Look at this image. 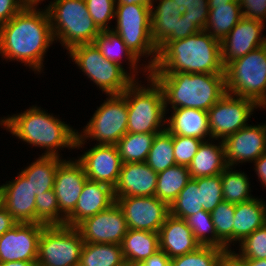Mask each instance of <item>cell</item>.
<instances>
[{"instance_id": "cell-1", "label": "cell", "mask_w": 266, "mask_h": 266, "mask_svg": "<svg viewBox=\"0 0 266 266\" xmlns=\"http://www.w3.org/2000/svg\"><path fill=\"white\" fill-rule=\"evenodd\" d=\"M37 7L27 4L0 26V56L9 62L24 63L38 74L42 73L47 49L55 40L46 7L44 10Z\"/></svg>"}, {"instance_id": "cell-2", "label": "cell", "mask_w": 266, "mask_h": 266, "mask_svg": "<svg viewBox=\"0 0 266 266\" xmlns=\"http://www.w3.org/2000/svg\"><path fill=\"white\" fill-rule=\"evenodd\" d=\"M224 74L221 42L205 30L168 42L157 55L149 73Z\"/></svg>"}, {"instance_id": "cell-3", "label": "cell", "mask_w": 266, "mask_h": 266, "mask_svg": "<svg viewBox=\"0 0 266 266\" xmlns=\"http://www.w3.org/2000/svg\"><path fill=\"white\" fill-rule=\"evenodd\" d=\"M0 126L26 144L45 149L42 156L62 157L59 154L60 149H76L78 130L37 106L2 117Z\"/></svg>"}, {"instance_id": "cell-4", "label": "cell", "mask_w": 266, "mask_h": 266, "mask_svg": "<svg viewBox=\"0 0 266 266\" xmlns=\"http://www.w3.org/2000/svg\"><path fill=\"white\" fill-rule=\"evenodd\" d=\"M163 91L165 110L195 108L208 111L226 94L225 74L149 73Z\"/></svg>"}, {"instance_id": "cell-5", "label": "cell", "mask_w": 266, "mask_h": 266, "mask_svg": "<svg viewBox=\"0 0 266 266\" xmlns=\"http://www.w3.org/2000/svg\"><path fill=\"white\" fill-rule=\"evenodd\" d=\"M146 80L147 86L135 80L121 94L127 102V133L158 134L166 129L163 91L149 74Z\"/></svg>"}, {"instance_id": "cell-6", "label": "cell", "mask_w": 266, "mask_h": 266, "mask_svg": "<svg viewBox=\"0 0 266 266\" xmlns=\"http://www.w3.org/2000/svg\"><path fill=\"white\" fill-rule=\"evenodd\" d=\"M46 9L54 40L68 51L93 43L101 32L89 15L85 0H53Z\"/></svg>"}, {"instance_id": "cell-7", "label": "cell", "mask_w": 266, "mask_h": 266, "mask_svg": "<svg viewBox=\"0 0 266 266\" xmlns=\"http://www.w3.org/2000/svg\"><path fill=\"white\" fill-rule=\"evenodd\" d=\"M151 5L124 4L115 6L116 26L112 28L124 41L137 58H147L148 63L142 68V75L157 61L158 49L151 37ZM143 56V57H142Z\"/></svg>"}, {"instance_id": "cell-8", "label": "cell", "mask_w": 266, "mask_h": 266, "mask_svg": "<svg viewBox=\"0 0 266 266\" xmlns=\"http://www.w3.org/2000/svg\"><path fill=\"white\" fill-rule=\"evenodd\" d=\"M226 93L266 109V44L224 66Z\"/></svg>"}, {"instance_id": "cell-9", "label": "cell", "mask_w": 266, "mask_h": 266, "mask_svg": "<svg viewBox=\"0 0 266 266\" xmlns=\"http://www.w3.org/2000/svg\"><path fill=\"white\" fill-rule=\"evenodd\" d=\"M67 53L106 96L123 94L135 81L126 69L107 60L94 43L77 45Z\"/></svg>"}, {"instance_id": "cell-10", "label": "cell", "mask_w": 266, "mask_h": 266, "mask_svg": "<svg viewBox=\"0 0 266 266\" xmlns=\"http://www.w3.org/2000/svg\"><path fill=\"white\" fill-rule=\"evenodd\" d=\"M128 110L126 99L120 95H108L95 110L83 131L77 132L75 148H85L87 139L97 144L116 145L127 133Z\"/></svg>"}, {"instance_id": "cell-11", "label": "cell", "mask_w": 266, "mask_h": 266, "mask_svg": "<svg viewBox=\"0 0 266 266\" xmlns=\"http://www.w3.org/2000/svg\"><path fill=\"white\" fill-rule=\"evenodd\" d=\"M83 238L77 227L45 226L38 242V266H79Z\"/></svg>"}, {"instance_id": "cell-12", "label": "cell", "mask_w": 266, "mask_h": 266, "mask_svg": "<svg viewBox=\"0 0 266 266\" xmlns=\"http://www.w3.org/2000/svg\"><path fill=\"white\" fill-rule=\"evenodd\" d=\"M260 108L253 100L226 93L208 111L211 139L223 141L247 126V121Z\"/></svg>"}, {"instance_id": "cell-13", "label": "cell", "mask_w": 266, "mask_h": 266, "mask_svg": "<svg viewBox=\"0 0 266 266\" xmlns=\"http://www.w3.org/2000/svg\"><path fill=\"white\" fill-rule=\"evenodd\" d=\"M115 202L123 212L128 229L159 233L169 215V206L156 196H125Z\"/></svg>"}, {"instance_id": "cell-14", "label": "cell", "mask_w": 266, "mask_h": 266, "mask_svg": "<svg viewBox=\"0 0 266 266\" xmlns=\"http://www.w3.org/2000/svg\"><path fill=\"white\" fill-rule=\"evenodd\" d=\"M77 229L84 243L121 245L128 227L122 210L115 202L106 210L82 221Z\"/></svg>"}, {"instance_id": "cell-15", "label": "cell", "mask_w": 266, "mask_h": 266, "mask_svg": "<svg viewBox=\"0 0 266 266\" xmlns=\"http://www.w3.org/2000/svg\"><path fill=\"white\" fill-rule=\"evenodd\" d=\"M46 225L17 223L0 237V263L14 261L37 262L38 242Z\"/></svg>"}, {"instance_id": "cell-16", "label": "cell", "mask_w": 266, "mask_h": 266, "mask_svg": "<svg viewBox=\"0 0 266 266\" xmlns=\"http://www.w3.org/2000/svg\"><path fill=\"white\" fill-rule=\"evenodd\" d=\"M74 159H63L55 174L54 191L60 210V225H65V219L74 211L88 180L82 163Z\"/></svg>"}, {"instance_id": "cell-17", "label": "cell", "mask_w": 266, "mask_h": 266, "mask_svg": "<svg viewBox=\"0 0 266 266\" xmlns=\"http://www.w3.org/2000/svg\"><path fill=\"white\" fill-rule=\"evenodd\" d=\"M228 167L254 162L266 151V124L247 125L223 141Z\"/></svg>"}, {"instance_id": "cell-18", "label": "cell", "mask_w": 266, "mask_h": 266, "mask_svg": "<svg viewBox=\"0 0 266 266\" xmlns=\"http://www.w3.org/2000/svg\"><path fill=\"white\" fill-rule=\"evenodd\" d=\"M265 24L243 17L221 42V60L227 63L242 58L249 52L266 44L262 36Z\"/></svg>"}, {"instance_id": "cell-19", "label": "cell", "mask_w": 266, "mask_h": 266, "mask_svg": "<svg viewBox=\"0 0 266 266\" xmlns=\"http://www.w3.org/2000/svg\"><path fill=\"white\" fill-rule=\"evenodd\" d=\"M77 158L88 180L105 183L112 188L117 185L123 162L116 145L95 144Z\"/></svg>"}, {"instance_id": "cell-20", "label": "cell", "mask_w": 266, "mask_h": 266, "mask_svg": "<svg viewBox=\"0 0 266 266\" xmlns=\"http://www.w3.org/2000/svg\"><path fill=\"white\" fill-rule=\"evenodd\" d=\"M114 203V188L105 183L87 180L74 211L65 219V225L77 227L85 219L106 210Z\"/></svg>"}, {"instance_id": "cell-21", "label": "cell", "mask_w": 266, "mask_h": 266, "mask_svg": "<svg viewBox=\"0 0 266 266\" xmlns=\"http://www.w3.org/2000/svg\"><path fill=\"white\" fill-rule=\"evenodd\" d=\"M157 175L146 162L123 163L114 187V198L155 196Z\"/></svg>"}, {"instance_id": "cell-22", "label": "cell", "mask_w": 266, "mask_h": 266, "mask_svg": "<svg viewBox=\"0 0 266 266\" xmlns=\"http://www.w3.org/2000/svg\"><path fill=\"white\" fill-rule=\"evenodd\" d=\"M4 208L18 223H36V196L30 183L19 172L15 179L1 185Z\"/></svg>"}, {"instance_id": "cell-23", "label": "cell", "mask_w": 266, "mask_h": 266, "mask_svg": "<svg viewBox=\"0 0 266 266\" xmlns=\"http://www.w3.org/2000/svg\"><path fill=\"white\" fill-rule=\"evenodd\" d=\"M160 251L170 259L197 250L201 244L196 240L185 219L169 214L159 231Z\"/></svg>"}, {"instance_id": "cell-24", "label": "cell", "mask_w": 266, "mask_h": 266, "mask_svg": "<svg viewBox=\"0 0 266 266\" xmlns=\"http://www.w3.org/2000/svg\"><path fill=\"white\" fill-rule=\"evenodd\" d=\"M171 110L170 117L166 118V130L169 133L195 137L204 141L211 140L207 111L195 108H175Z\"/></svg>"}, {"instance_id": "cell-25", "label": "cell", "mask_w": 266, "mask_h": 266, "mask_svg": "<svg viewBox=\"0 0 266 266\" xmlns=\"http://www.w3.org/2000/svg\"><path fill=\"white\" fill-rule=\"evenodd\" d=\"M121 247L125 263L139 266L160 250L159 233L128 229Z\"/></svg>"}, {"instance_id": "cell-26", "label": "cell", "mask_w": 266, "mask_h": 266, "mask_svg": "<svg viewBox=\"0 0 266 266\" xmlns=\"http://www.w3.org/2000/svg\"><path fill=\"white\" fill-rule=\"evenodd\" d=\"M266 224V203L254 196L253 199L235 204L233 245ZM237 242V243H236Z\"/></svg>"}, {"instance_id": "cell-27", "label": "cell", "mask_w": 266, "mask_h": 266, "mask_svg": "<svg viewBox=\"0 0 266 266\" xmlns=\"http://www.w3.org/2000/svg\"><path fill=\"white\" fill-rule=\"evenodd\" d=\"M203 141L188 166L191 178L221 174L228 166L225 161L224 145L213 141Z\"/></svg>"}, {"instance_id": "cell-28", "label": "cell", "mask_w": 266, "mask_h": 266, "mask_svg": "<svg viewBox=\"0 0 266 266\" xmlns=\"http://www.w3.org/2000/svg\"><path fill=\"white\" fill-rule=\"evenodd\" d=\"M97 48L100 50L101 54L110 62L116 63L122 68L124 57L126 60H128L129 64V75L134 79L138 80L139 78L136 77V75H139L138 70H141V65H138L141 61L139 58L136 57L135 54H133L129 48L126 46L124 41L121 39V37L111 30H104L99 33V35L95 38L93 42ZM140 67V68H139ZM135 73V74H134ZM137 73V74H136ZM137 78V79H136Z\"/></svg>"}, {"instance_id": "cell-29", "label": "cell", "mask_w": 266, "mask_h": 266, "mask_svg": "<svg viewBox=\"0 0 266 266\" xmlns=\"http://www.w3.org/2000/svg\"><path fill=\"white\" fill-rule=\"evenodd\" d=\"M155 1L158 6H154ZM151 37L158 47L173 31L183 10L173 0H152Z\"/></svg>"}, {"instance_id": "cell-30", "label": "cell", "mask_w": 266, "mask_h": 266, "mask_svg": "<svg viewBox=\"0 0 266 266\" xmlns=\"http://www.w3.org/2000/svg\"><path fill=\"white\" fill-rule=\"evenodd\" d=\"M39 156L36 161L20 172L30 183L35 196L54 189L57 167L63 160V158L56 156Z\"/></svg>"}, {"instance_id": "cell-31", "label": "cell", "mask_w": 266, "mask_h": 266, "mask_svg": "<svg viewBox=\"0 0 266 266\" xmlns=\"http://www.w3.org/2000/svg\"><path fill=\"white\" fill-rule=\"evenodd\" d=\"M242 18L239 3L229 2L225 5L209 6L205 31L213 38L222 41Z\"/></svg>"}, {"instance_id": "cell-32", "label": "cell", "mask_w": 266, "mask_h": 266, "mask_svg": "<svg viewBox=\"0 0 266 266\" xmlns=\"http://www.w3.org/2000/svg\"><path fill=\"white\" fill-rule=\"evenodd\" d=\"M190 179L188 167L171 166L158 173L155 196L170 206Z\"/></svg>"}, {"instance_id": "cell-33", "label": "cell", "mask_w": 266, "mask_h": 266, "mask_svg": "<svg viewBox=\"0 0 266 266\" xmlns=\"http://www.w3.org/2000/svg\"><path fill=\"white\" fill-rule=\"evenodd\" d=\"M119 244L84 243L79 266H124Z\"/></svg>"}, {"instance_id": "cell-34", "label": "cell", "mask_w": 266, "mask_h": 266, "mask_svg": "<svg viewBox=\"0 0 266 266\" xmlns=\"http://www.w3.org/2000/svg\"><path fill=\"white\" fill-rule=\"evenodd\" d=\"M155 136L151 133H126L116 144L122 162H146Z\"/></svg>"}, {"instance_id": "cell-35", "label": "cell", "mask_w": 266, "mask_h": 266, "mask_svg": "<svg viewBox=\"0 0 266 266\" xmlns=\"http://www.w3.org/2000/svg\"><path fill=\"white\" fill-rule=\"evenodd\" d=\"M248 176L232 167H227L221 173L223 200L228 203L239 204L253 199Z\"/></svg>"}, {"instance_id": "cell-36", "label": "cell", "mask_w": 266, "mask_h": 266, "mask_svg": "<svg viewBox=\"0 0 266 266\" xmlns=\"http://www.w3.org/2000/svg\"><path fill=\"white\" fill-rule=\"evenodd\" d=\"M146 164L156 173L176 165L172 134L166 129L154 137Z\"/></svg>"}, {"instance_id": "cell-37", "label": "cell", "mask_w": 266, "mask_h": 266, "mask_svg": "<svg viewBox=\"0 0 266 266\" xmlns=\"http://www.w3.org/2000/svg\"><path fill=\"white\" fill-rule=\"evenodd\" d=\"M202 210L197 181L191 178L169 206V214L177 218L186 219Z\"/></svg>"}, {"instance_id": "cell-38", "label": "cell", "mask_w": 266, "mask_h": 266, "mask_svg": "<svg viewBox=\"0 0 266 266\" xmlns=\"http://www.w3.org/2000/svg\"><path fill=\"white\" fill-rule=\"evenodd\" d=\"M196 240L201 246H215L230 252V250L217 238L211 214L205 210L190 215L186 219Z\"/></svg>"}, {"instance_id": "cell-39", "label": "cell", "mask_w": 266, "mask_h": 266, "mask_svg": "<svg viewBox=\"0 0 266 266\" xmlns=\"http://www.w3.org/2000/svg\"><path fill=\"white\" fill-rule=\"evenodd\" d=\"M226 253L215 246H200L193 252L170 259V266H220Z\"/></svg>"}, {"instance_id": "cell-40", "label": "cell", "mask_w": 266, "mask_h": 266, "mask_svg": "<svg viewBox=\"0 0 266 266\" xmlns=\"http://www.w3.org/2000/svg\"><path fill=\"white\" fill-rule=\"evenodd\" d=\"M235 204L221 201L210 213L217 238L232 251Z\"/></svg>"}, {"instance_id": "cell-41", "label": "cell", "mask_w": 266, "mask_h": 266, "mask_svg": "<svg viewBox=\"0 0 266 266\" xmlns=\"http://www.w3.org/2000/svg\"><path fill=\"white\" fill-rule=\"evenodd\" d=\"M194 179L197 181L198 189L200 190L203 210L211 213L223 201L221 174Z\"/></svg>"}, {"instance_id": "cell-42", "label": "cell", "mask_w": 266, "mask_h": 266, "mask_svg": "<svg viewBox=\"0 0 266 266\" xmlns=\"http://www.w3.org/2000/svg\"><path fill=\"white\" fill-rule=\"evenodd\" d=\"M36 223L60 225V210L54 189L36 195Z\"/></svg>"}, {"instance_id": "cell-43", "label": "cell", "mask_w": 266, "mask_h": 266, "mask_svg": "<svg viewBox=\"0 0 266 266\" xmlns=\"http://www.w3.org/2000/svg\"><path fill=\"white\" fill-rule=\"evenodd\" d=\"M239 245V253L232 250L239 259H266V224L246 236Z\"/></svg>"}, {"instance_id": "cell-44", "label": "cell", "mask_w": 266, "mask_h": 266, "mask_svg": "<svg viewBox=\"0 0 266 266\" xmlns=\"http://www.w3.org/2000/svg\"><path fill=\"white\" fill-rule=\"evenodd\" d=\"M89 15L100 31L111 30L108 25L115 18L116 0H85Z\"/></svg>"}, {"instance_id": "cell-45", "label": "cell", "mask_w": 266, "mask_h": 266, "mask_svg": "<svg viewBox=\"0 0 266 266\" xmlns=\"http://www.w3.org/2000/svg\"><path fill=\"white\" fill-rule=\"evenodd\" d=\"M172 138L176 164L188 167L204 140L181 135H172Z\"/></svg>"}, {"instance_id": "cell-46", "label": "cell", "mask_w": 266, "mask_h": 266, "mask_svg": "<svg viewBox=\"0 0 266 266\" xmlns=\"http://www.w3.org/2000/svg\"><path fill=\"white\" fill-rule=\"evenodd\" d=\"M183 14L201 31L205 30L209 14L208 0H190L187 9L183 11Z\"/></svg>"}, {"instance_id": "cell-47", "label": "cell", "mask_w": 266, "mask_h": 266, "mask_svg": "<svg viewBox=\"0 0 266 266\" xmlns=\"http://www.w3.org/2000/svg\"><path fill=\"white\" fill-rule=\"evenodd\" d=\"M242 16L266 23V0H239Z\"/></svg>"}, {"instance_id": "cell-48", "label": "cell", "mask_w": 266, "mask_h": 266, "mask_svg": "<svg viewBox=\"0 0 266 266\" xmlns=\"http://www.w3.org/2000/svg\"><path fill=\"white\" fill-rule=\"evenodd\" d=\"M201 30L182 14L177 22L176 31H173L158 47V52L171 41L187 38Z\"/></svg>"}, {"instance_id": "cell-49", "label": "cell", "mask_w": 266, "mask_h": 266, "mask_svg": "<svg viewBox=\"0 0 266 266\" xmlns=\"http://www.w3.org/2000/svg\"><path fill=\"white\" fill-rule=\"evenodd\" d=\"M26 5L24 0H0V26L9 22Z\"/></svg>"}, {"instance_id": "cell-50", "label": "cell", "mask_w": 266, "mask_h": 266, "mask_svg": "<svg viewBox=\"0 0 266 266\" xmlns=\"http://www.w3.org/2000/svg\"><path fill=\"white\" fill-rule=\"evenodd\" d=\"M139 266H170V258L163 251L159 250Z\"/></svg>"}, {"instance_id": "cell-51", "label": "cell", "mask_w": 266, "mask_h": 266, "mask_svg": "<svg viewBox=\"0 0 266 266\" xmlns=\"http://www.w3.org/2000/svg\"><path fill=\"white\" fill-rule=\"evenodd\" d=\"M18 222L3 208L0 210V237Z\"/></svg>"}, {"instance_id": "cell-52", "label": "cell", "mask_w": 266, "mask_h": 266, "mask_svg": "<svg viewBox=\"0 0 266 266\" xmlns=\"http://www.w3.org/2000/svg\"><path fill=\"white\" fill-rule=\"evenodd\" d=\"M253 163L259 181L266 187V151Z\"/></svg>"}, {"instance_id": "cell-53", "label": "cell", "mask_w": 266, "mask_h": 266, "mask_svg": "<svg viewBox=\"0 0 266 266\" xmlns=\"http://www.w3.org/2000/svg\"><path fill=\"white\" fill-rule=\"evenodd\" d=\"M220 266H247L241 259H239L232 251L227 252L222 259Z\"/></svg>"}, {"instance_id": "cell-54", "label": "cell", "mask_w": 266, "mask_h": 266, "mask_svg": "<svg viewBox=\"0 0 266 266\" xmlns=\"http://www.w3.org/2000/svg\"><path fill=\"white\" fill-rule=\"evenodd\" d=\"M124 4L152 5V0H116V5Z\"/></svg>"}, {"instance_id": "cell-55", "label": "cell", "mask_w": 266, "mask_h": 266, "mask_svg": "<svg viewBox=\"0 0 266 266\" xmlns=\"http://www.w3.org/2000/svg\"><path fill=\"white\" fill-rule=\"evenodd\" d=\"M0 266H38L37 262L31 261H14V262H3Z\"/></svg>"}, {"instance_id": "cell-56", "label": "cell", "mask_w": 266, "mask_h": 266, "mask_svg": "<svg viewBox=\"0 0 266 266\" xmlns=\"http://www.w3.org/2000/svg\"><path fill=\"white\" fill-rule=\"evenodd\" d=\"M247 266H266V259H241Z\"/></svg>"}, {"instance_id": "cell-57", "label": "cell", "mask_w": 266, "mask_h": 266, "mask_svg": "<svg viewBox=\"0 0 266 266\" xmlns=\"http://www.w3.org/2000/svg\"><path fill=\"white\" fill-rule=\"evenodd\" d=\"M209 6H215V4H228L229 2L239 3V0H208Z\"/></svg>"}, {"instance_id": "cell-58", "label": "cell", "mask_w": 266, "mask_h": 266, "mask_svg": "<svg viewBox=\"0 0 266 266\" xmlns=\"http://www.w3.org/2000/svg\"><path fill=\"white\" fill-rule=\"evenodd\" d=\"M183 11L187 9L190 0H173Z\"/></svg>"}, {"instance_id": "cell-59", "label": "cell", "mask_w": 266, "mask_h": 266, "mask_svg": "<svg viewBox=\"0 0 266 266\" xmlns=\"http://www.w3.org/2000/svg\"><path fill=\"white\" fill-rule=\"evenodd\" d=\"M4 208V197H3V190L0 185V210Z\"/></svg>"}, {"instance_id": "cell-60", "label": "cell", "mask_w": 266, "mask_h": 266, "mask_svg": "<svg viewBox=\"0 0 266 266\" xmlns=\"http://www.w3.org/2000/svg\"><path fill=\"white\" fill-rule=\"evenodd\" d=\"M26 4L30 5H39L40 2H43L44 0H24Z\"/></svg>"}]
</instances>
